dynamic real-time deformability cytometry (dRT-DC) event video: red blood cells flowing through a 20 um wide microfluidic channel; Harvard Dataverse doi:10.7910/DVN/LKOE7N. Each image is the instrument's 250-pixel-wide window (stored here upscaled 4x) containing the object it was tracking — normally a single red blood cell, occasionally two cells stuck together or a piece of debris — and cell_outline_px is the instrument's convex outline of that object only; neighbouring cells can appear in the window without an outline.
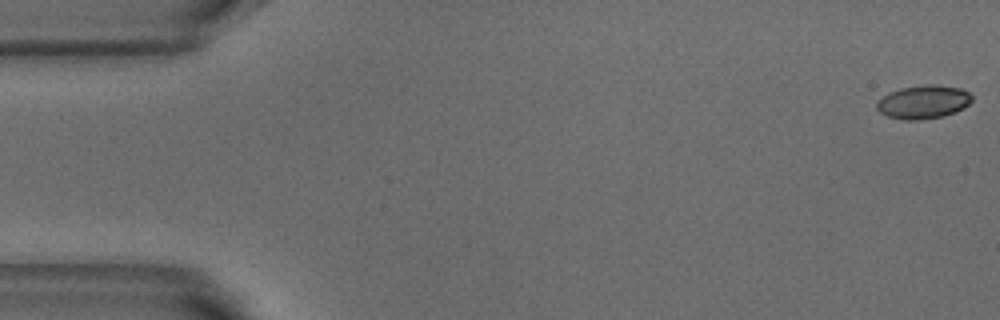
{"species": "common noctule bat (a hibernating species)", "species_latin": "Nyctalus noctula", "temperature_condition": "warm", "stored_images_in_passage": 3, "camera_frame_rate_fps": 3000, "um_per_image_px": 0.085, "animal": {"sex": "male", "body_mass_g": 18.8}, "frame": {"image": 1, "passage_image": 1, "time_ms": 0.0, "image_size_px": [1000, 320], "cell_outline_px": [[972, 100], [964, 108], [956, 112], [944, 116], [920, 120], [900, 120], [888, 116], [880, 112], [876, 108], [876, 100], [888, 92], [900, 88], [928, 84], [932, 84], [960, 88], [968, 92], [972, 96]], "centroid_in_image_um": [78.45, 8.67], "position_along_channel_um": 6.5, "area_um2": 18.79}}